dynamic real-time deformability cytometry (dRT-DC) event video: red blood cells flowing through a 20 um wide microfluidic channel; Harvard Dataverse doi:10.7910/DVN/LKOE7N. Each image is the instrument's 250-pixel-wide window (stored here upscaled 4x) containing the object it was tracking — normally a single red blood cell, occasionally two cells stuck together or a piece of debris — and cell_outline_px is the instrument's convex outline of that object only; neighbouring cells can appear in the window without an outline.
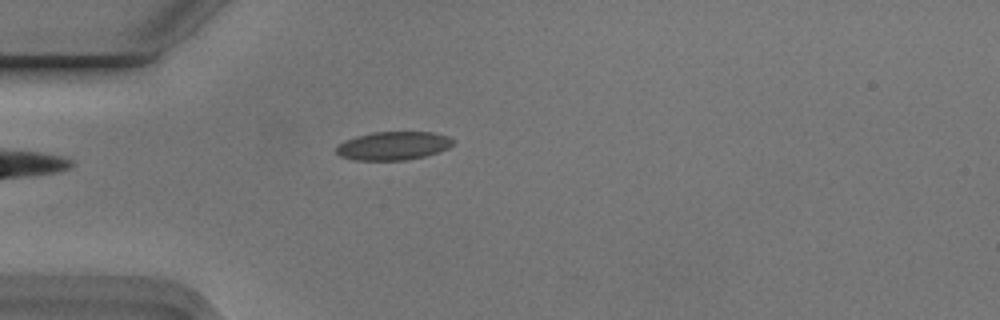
{"species": "Egyptian fruit bat (a non-hibernating species)", "species_latin": "Rousettus aegyptiacus", "temperature_condition": "cold", "stored_images_in_passage": 2, "camera_frame_rate_fps": 3000, "um_per_image_px": 0.085, "animal": {"sex": "male"}, "frame": {"image": 1, "passage_image": 2, "time_ms": 0.333, "image_size_px": [1000, 320], "cell_outline_px": [[456, 140], [448, 148], [424, 156], [404, 160], [352, 160], [340, 156], [336, 152], [336, 148], [340, 144], [356, 136], [372, 132], [432, 132], [448, 136]], "centroid_in_image_um": [33.44, 12.39], "position_along_channel_um": 51.6, "area_um2": 19.19}}